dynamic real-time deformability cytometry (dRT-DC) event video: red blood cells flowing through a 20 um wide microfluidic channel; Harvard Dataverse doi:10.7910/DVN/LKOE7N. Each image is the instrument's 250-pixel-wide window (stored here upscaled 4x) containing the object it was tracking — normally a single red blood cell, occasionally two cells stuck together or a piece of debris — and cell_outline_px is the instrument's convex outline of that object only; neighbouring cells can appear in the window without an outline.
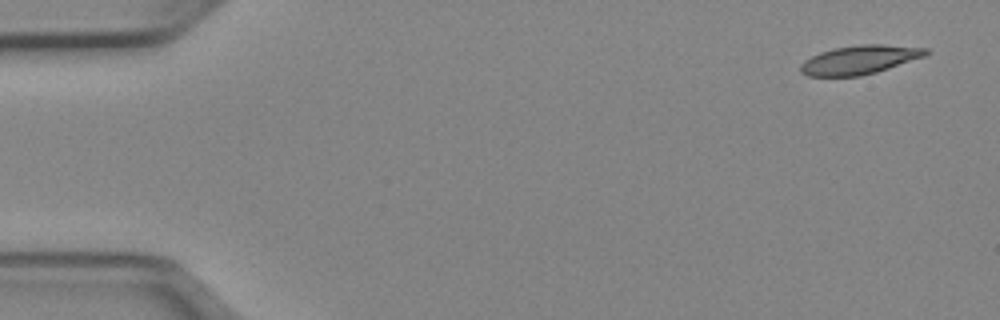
{"species": "Egyptian fruit bat (a non-hibernating species)", "species_latin": "Rousettus aegyptiacus", "temperature_condition": "cold", "stored_images_in_passage": 46, "camera_frame_rate_fps": 3000, "um_per_image_px": 0.085, "animal": {"sex": "female"}, "frame": {"image": 1, "passage_image": 1, "time_ms": 0.0, "image_size_px": [1000, 320], "cell_outline_px": [[928, 52], [924, 56], [876, 72], [860, 76], [808, 76], [800, 72], [800, 64], [804, 60], [820, 52], [832, 48], [860, 44], [884, 44], [928, 48]], "centroid_in_image_um": [73.03, 5.07], "position_along_channel_um": 12.0, "area_um2": 20.98}}
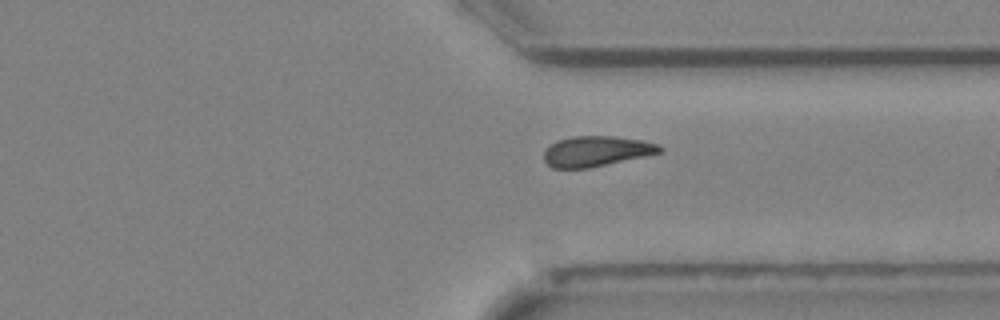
{"frame": {"image": 2, "passage_image": 37, "time_ms": 12.0, "image_size_px": [1000, 320], "cell_outline_px": [[664, 152], [588, 168], [552, 168], [544, 160], [544, 152], [556, 140], [572, 136], [616, 136], [640, 140], [660, 144], [664, 148]], "centroid_in_image_um": [50.72, 12.84], "position_along_channel_um": 360.7, "area_um2": 20.52}}
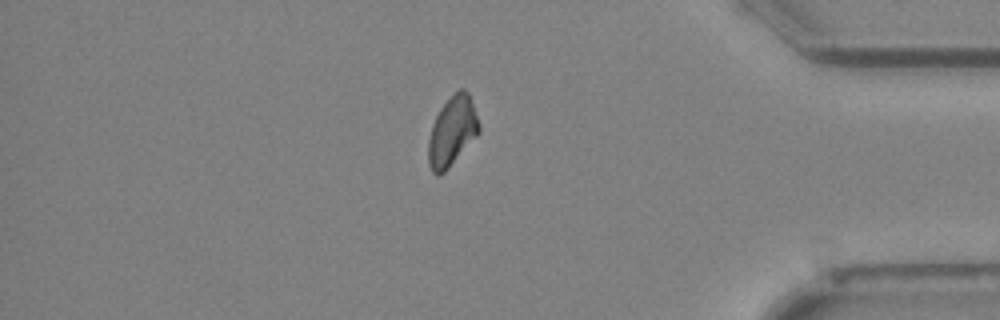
{"frame": {"image": 3, "passage_image": 42, "time_ms": 13.667, "image_size_px": [1000, 320], "cell_outline_px": [[480, 132], [448, 168], [440, 176], [436, 176], [432, 172], [428, 164], [428, 140], [432, 124], [440, 108], [460, 88], [464, 88], [468, 92], [480, 124]], "centroid_in_image_um": [38.42, 11.19], "position_along_channel_um": 396.8, "area_um2": 20.4}}